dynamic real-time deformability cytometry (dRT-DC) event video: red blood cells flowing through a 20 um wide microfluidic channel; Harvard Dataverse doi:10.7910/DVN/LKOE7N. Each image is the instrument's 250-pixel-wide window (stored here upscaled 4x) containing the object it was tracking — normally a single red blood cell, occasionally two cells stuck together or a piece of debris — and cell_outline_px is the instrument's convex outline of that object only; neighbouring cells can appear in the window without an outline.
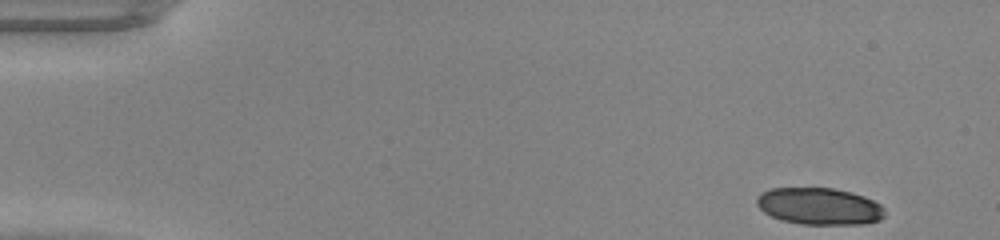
{"species": "common noctule bat (a hibernating species)", "species_latin": "Nyctalus noctula", "temperature_condition": "warm", "stored_images_in_passage": 45, "camera_frame_rate_fps": 3000, "um_per_image_px": 0.085, "animal": {"sex": "male", "body_mass_g": 20.0, "forearm_length_mm": 53.3}, "frame": {"image": 1, "passage_image": 1, "time_ms": 0.0, "image_size_px": [1000, 240], "cell_outline_px": [[884, 216], [880, 220], [864, 224], [804, 224], [780, 220], [764, 212], [756, 204], [756, 200], [760, 192], [772, 188], [832, 188], [852, 192], [864, 196], [880, 204], [884, 208]], "centroid_in_image_um": [69.64, 17.53], "position_along_channel_um": 15.4, "area_um2": 27.57}}
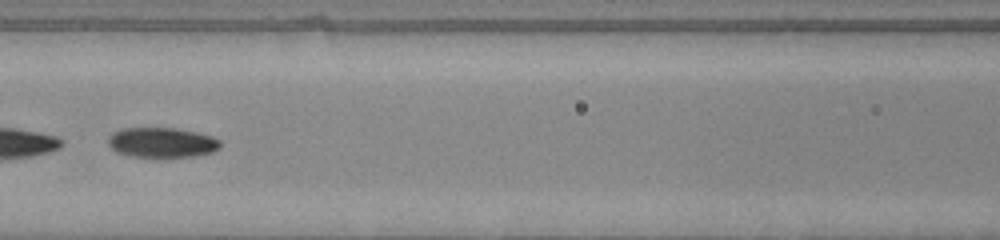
{"frame": {"image": 2, "passage_image": 20, "time_ms": 6.333, "image_size_px": [1000, 240], "cell_outline_px": [[220, 148], [212, 152], [192, 156], [132, 156], [116, 152], [108, 144], [108, 136], [112, 132], [124, 128], [176, 128], [196, 132], [212, 136], [220, 140]], "centroid_in_image_um": [13.75, 12.09], "position_along_channel_um": 152.9, "area_um2": 19.42}}